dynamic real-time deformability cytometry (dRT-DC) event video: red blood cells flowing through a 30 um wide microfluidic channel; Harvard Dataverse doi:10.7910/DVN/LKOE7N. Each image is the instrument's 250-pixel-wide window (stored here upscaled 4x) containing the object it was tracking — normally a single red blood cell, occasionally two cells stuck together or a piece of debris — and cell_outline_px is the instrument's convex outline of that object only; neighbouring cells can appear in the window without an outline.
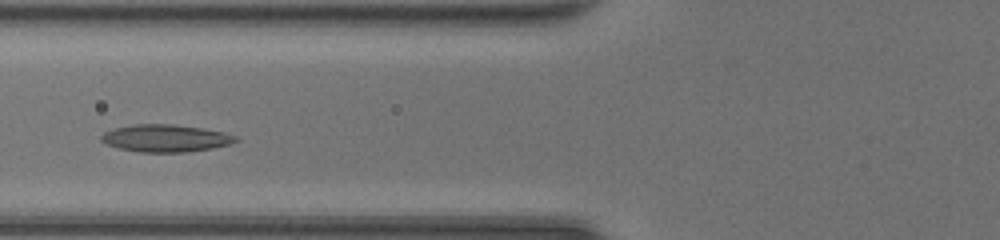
{"species": "common noctule bat (a hibernating species)", "species_latin": "Nyctalus noctula", "temperature_condition": "room temperature", "stored_images_in_passage": 39, "camera_frame_rate_fps": 3000, "um_per_image_px": 0.085, "animal": {"sex": "female", "body_mass_g": 20.0, "forearm_length_mm": 54.0}, "frame": {"image": 1, "passage_image": 11, "time_ms": 3.333, "image_size_px": [1000, 240], "cell_outline_px": [[240, 140], [228, 144], [212, 148], [188, 152], [140, 152], [120, 148], [108, 144], [100, 140], [100, 136], [104, 132], [112, 128], [132, 124], [172, 124], [200, 128], [224, 132], [236, 136]], "centroid_in_image_um": [14.05, 11.74], "position_along_channel_um": 111.7, "area_um2": 21.39}}
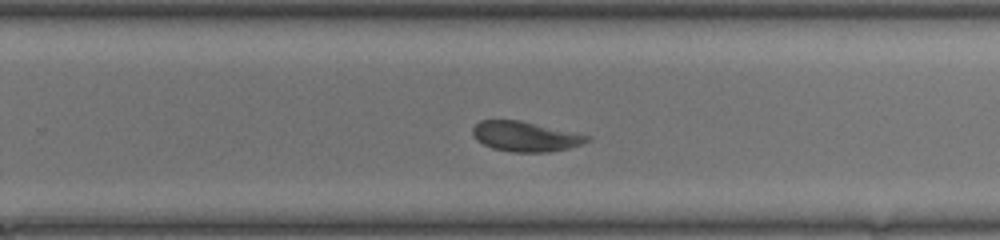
{"frame": {"image": 2, "passage_image": 23, "time_ms": 7.333, "image_size_px": [1000, 240], "cell_outline_px": [[592, 140], [568, 148], [548, 152], [512, 152], [492, 148], [476, 140], [472, 132], [472, 128], [480, 120], [520, 120], [576, 132], [592, 136]], "centroid_in_image_um": [44.68, 11.59], "position_along_channel_um": 285.1, "area_um2": 20.11}}
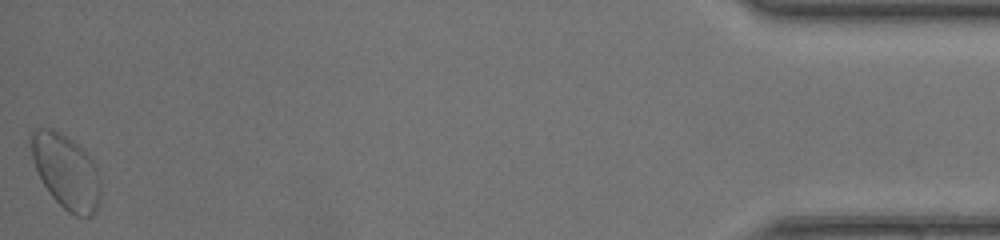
{"frame": {"image": 3, "passage_image": 39, "time_ms": 12.667, "image_size_px": [1000, 240], "cell_outline_px": [[100, 200], [92, 216], [76, 216], [68, 212], [52, 196], [44, 184], [32, 160], [28, 144], [28, 136], [36, 128], [52, 128], [60, 132], [72, 140], [96, 164], [100, 180]], "centroid_in_image_um": [5.59, 14.55], "position_along_channel_um": 429.6, "area_um2": 30.17}, "authors_computed_cell_mechanics": {"area_um2": 21.097, "velocity_mm_per_s": 4.346, "shape_relaxation_time_tau1_ms": 4.3307, "shape_relaxation_time_tau2_ms": 3.317, "deformation_change_tau1": 0.1138, "deformation_change_tau2": 0.0869}}